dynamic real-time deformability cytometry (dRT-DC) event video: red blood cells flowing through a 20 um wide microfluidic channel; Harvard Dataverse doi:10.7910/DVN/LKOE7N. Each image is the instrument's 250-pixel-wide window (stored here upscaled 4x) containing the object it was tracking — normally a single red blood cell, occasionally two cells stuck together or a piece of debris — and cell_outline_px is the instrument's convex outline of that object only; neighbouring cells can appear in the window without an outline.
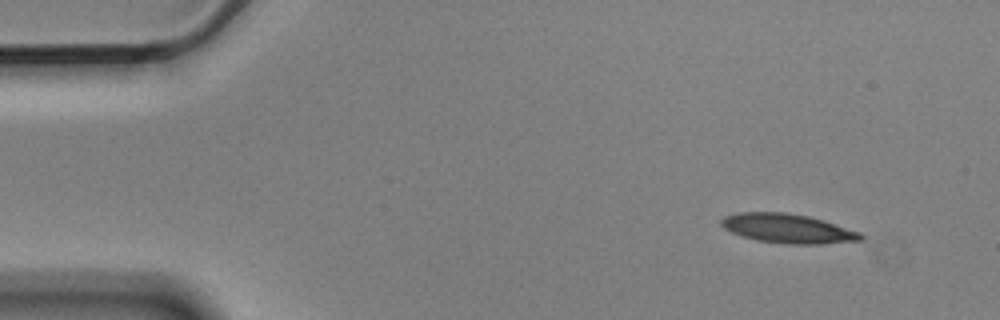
{"species": "Egyptian fruit bat (a non-hibernating species)", "species_latin": "Rousettus aegyptiacus", "temperature_condition": "cold", "stored_images_in_passage": 4, "camera_frame_rate_fps": 3000, "um_per_image_px": 0.085, "animal": {"sex": "male"}, "frame": {"image": 1, "passage_image": 1, "time_ms": 0.0, "image_size_px": [1000, 320], "cell_outline_px": [[864, 236], [860, 240], [820, 244], [788, 244], [756, 240], [732, 232], [724, 228], [720, 224], [720, 220], [724, 216], [736, 212], [784, 212], [808, 216], [824, 220], [860, 232]], "centroid_in_image_um": [66.94, 19.41], "position_along_channel_um": 18.1, "area_um2": 23.7}}
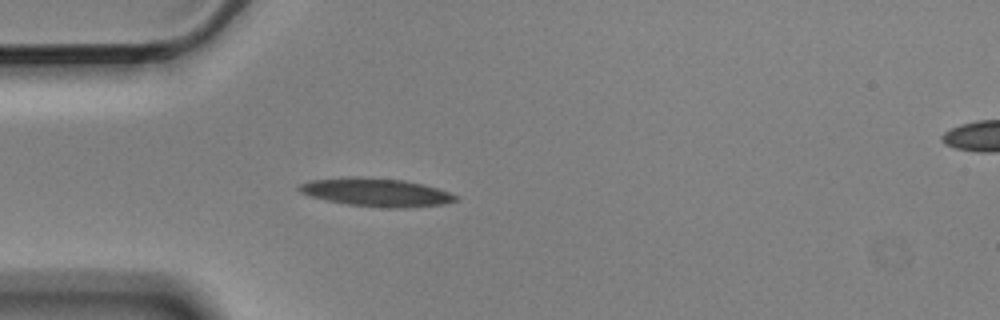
{"frame": {"image": 2, "passage_image": 4, "time_ms": 1.0, "image_size_px": [1000, 320], "cell_outline_px": [[460, 200], [444, 204], [404, 208], [388, 208], [348, 204], [328, 200], [312, 196], [300, 192], [296, 188], [300, 184], [308, 180], [344, 176], [360, 176], [404, 180], [424, 184], [460, 196]], "centroid_in_image_um": [31.99, 16.33], "position_along_channel_um": 53.0, "area_um2": 26.01}}